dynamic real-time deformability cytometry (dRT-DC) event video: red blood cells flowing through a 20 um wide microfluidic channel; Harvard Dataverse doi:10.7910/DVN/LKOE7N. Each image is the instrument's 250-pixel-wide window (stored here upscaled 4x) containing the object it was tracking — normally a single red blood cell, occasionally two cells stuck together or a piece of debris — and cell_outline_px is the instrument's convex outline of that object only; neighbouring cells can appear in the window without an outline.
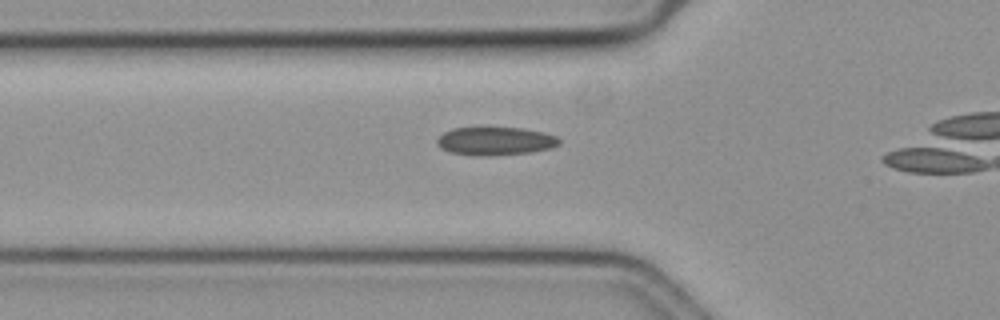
{"species": "common noctule bat (a hibernating species)", "species_latin": "Nyctalus noctula", "temperature_condition": "cold", "stored_images_in_passage": 23, "camera_frame_rate_fps": 3000, "um_per_image_px": 0.085, "animal": {"sex": "female", "body_mass_g": 19.3, "forearm_length_mm": 54.1}, "frame": {"image": 1, "passage_image": 14, "time_ms": 4.333, "image_size_px": [1000, 320], "cell_outline_px": [[560, 144], [552, 148], [528, 152], [488, 156], [480, 156], [452, 152], [440, 148], [436, 144], [436, 140], [444, 132], [452, 128], [484, 124], [488, 124], [524, 128], [544, 132], [556, 136], [560, 140]], "centroid_in_image_um": [42.07, 11.92], "position_along_channel_um": 83.7, "area_um2": 21.1}}
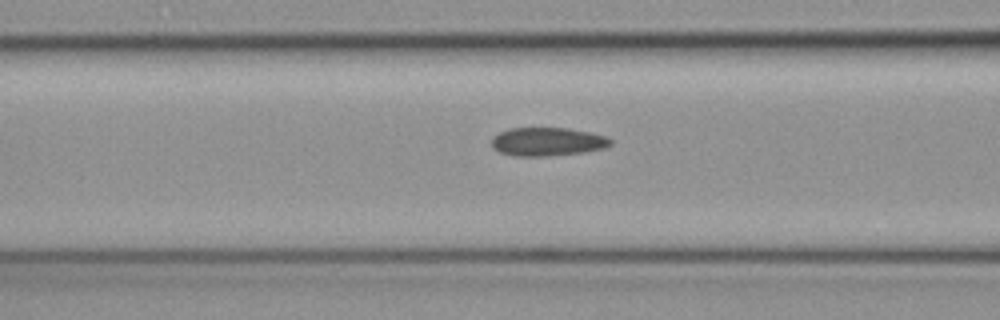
{"frame": {"image": 2, "passage_image": 17, "time_ms": 5.333, "image_size_px": [1000, 320], "cell_outline_px": [[612, 144], [604, 148], [584, 152], [548, 156], [512, 156], [500, 152], [492, 148], [492, 136], [508, 128], [568, 128], [592, 132], [604, 136], [612, 140]], "centroid_in_image_um": [46.51, 12.04], "position_along_channel_um": 120.1, "area_um2": 19.88}}
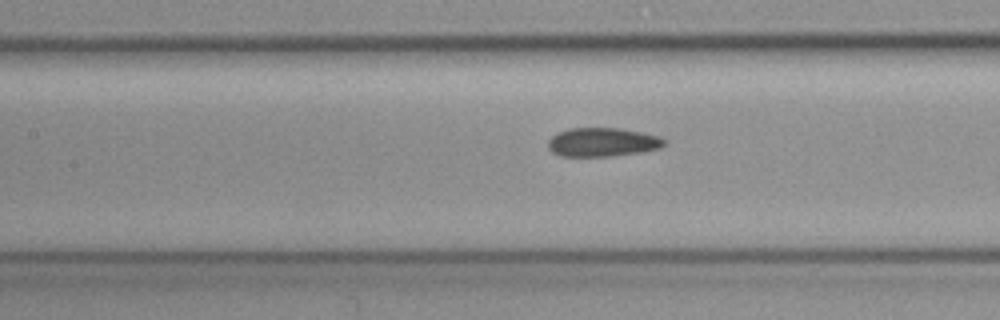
{"frame": {"image": 3, "passage_image": 20, "time_ms": 6.333, "image_size_px": [1000, 320], "cell_outline_px": [[668, 140], [660, 148], [640, 152], [612, 156], [560, 156], [552, 152], [548, 148], [548, 140], [556, 132], [568, 128], [620, 128], [660, 136]], "centroid_in_image_um": [51.19, 12.08], "position_along_channel_um": 156.2, "area_um2": 19.65}}